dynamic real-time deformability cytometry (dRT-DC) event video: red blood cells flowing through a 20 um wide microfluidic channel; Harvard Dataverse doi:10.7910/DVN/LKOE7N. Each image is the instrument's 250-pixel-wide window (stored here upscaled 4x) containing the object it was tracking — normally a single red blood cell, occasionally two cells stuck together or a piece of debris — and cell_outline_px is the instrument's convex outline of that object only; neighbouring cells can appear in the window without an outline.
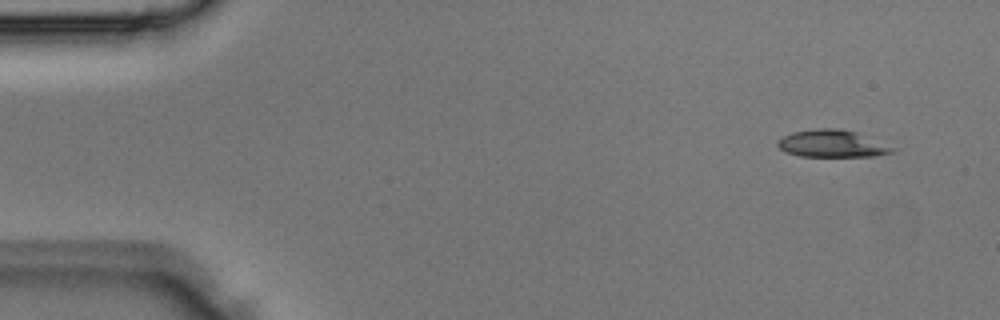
{"species": "Egyptian fruit bat (a non-hibernating species)", "species_latin": "Rousettus aegyptiacus", "temperature_condition": "room temperature", "stored_images_in_passage": 4, "camera_frame_rate_fps": 3000, "um_per_image_px": 0.085, "animal": {"sex": "male"}, "frame": {"image": 1, "passage_image": 1, "time_ms": 0.0, "image_size_px": [1000, 320], "cell_outline_px": [[900, 148], [892, 152], [872, 156], [800, 156], [784, 152], [776, 144], [784, 136], [792, 132], [816, 128], [840, 128], [856, 132]], "centroid_in_image_um": [70.77, 12.2], "position_along_channel_um": 14.2, "area_um2": 18.32}}